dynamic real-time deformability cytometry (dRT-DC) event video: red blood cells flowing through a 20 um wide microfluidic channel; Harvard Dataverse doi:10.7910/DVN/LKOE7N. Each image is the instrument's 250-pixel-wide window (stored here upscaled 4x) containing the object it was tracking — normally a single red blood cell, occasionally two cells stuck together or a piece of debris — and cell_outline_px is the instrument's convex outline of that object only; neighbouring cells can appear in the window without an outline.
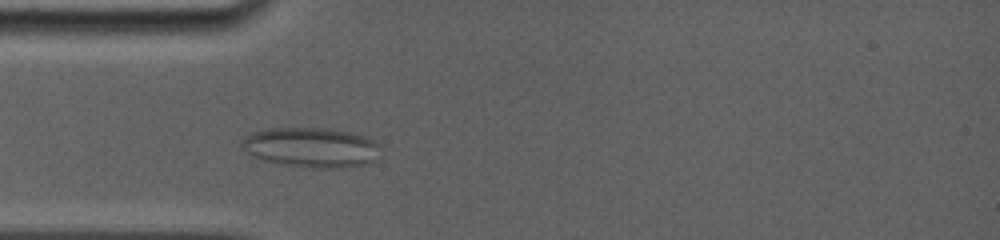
{"species": "common noctule bat (a hibernating species)", "species_latin": "Nyctalus noctula", "temperature_condition": "room temperature", "stored_images_in_passage": 30, "camera_frame_rate_fps": 5000, "um_per_image_px": 0.085, "animal": {"sex": "female", "body_mass_g": 19.0, "forearm_length_mm": 56.7}, "frame": {"image": 1, "passage_image": 7, "time_ms": 3.0, "image_size_px": [1000, 240], "cell_outline_px": [[380, 144], [372, 160], [364, 164], [340, 168], [312, 168], [284, 164], [264, 160], [252, 156], [240, 144], [252, 132], [264, 128], [332, 128], [352, 132], [368, 136], [376, 140]], "centroid_in_image_um": [26.47, 12.51], "position_along_channel_um": 58.5, "area_um2": 32.14}}
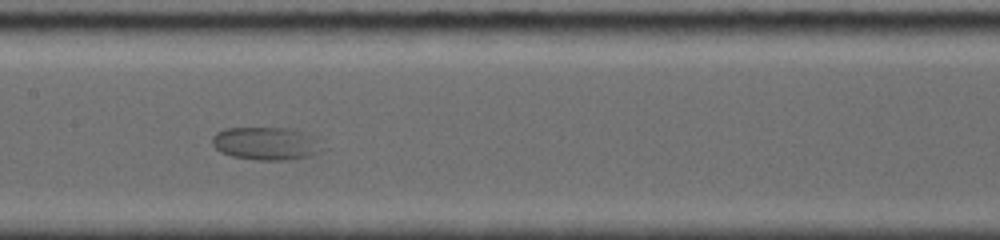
{"frame": {"image": 2, "passage_image": 14, "time_ms": 6.4, "image_size_px": [1000, 240], "cell_outline_px": [[312, 152], [308, 156], [288, 160], [256, 160], [232, 156], [216, 148], [212, 144], [212, 136], [216, 132], [224, 128], [296, 128], [312, 136]], "centroid_in_image_um": [22.42, 12.17], "position_along_channel_um": 185.0, "area_um2": 20.23}}
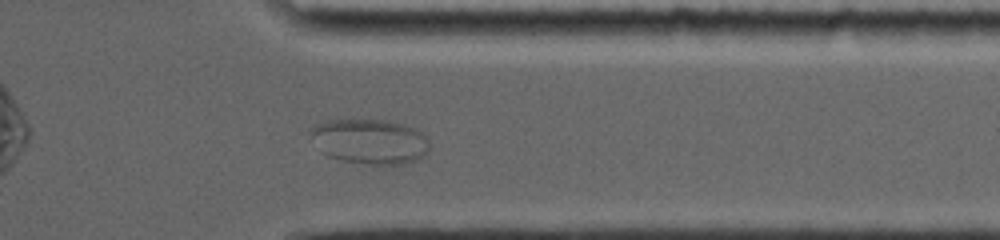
{"frame": {"image": 3, "passage_image": 25, "time_ms": 11.6, "image_size_px": [1000, 240], "cell_outline_px": [[428, 148], [420, 156], [404, 164], [392, 168], [344, 160], [328, 156], [324, 152], [312, 136], [312, 128], [316, 124], [324, 120], [388, 120], [412, 128], [420, 132], [428, 140]], "centroid_in_image_um": [31.45, 12.04], "position_along_channel_um": 379.9, "area_um2": 30.69}}